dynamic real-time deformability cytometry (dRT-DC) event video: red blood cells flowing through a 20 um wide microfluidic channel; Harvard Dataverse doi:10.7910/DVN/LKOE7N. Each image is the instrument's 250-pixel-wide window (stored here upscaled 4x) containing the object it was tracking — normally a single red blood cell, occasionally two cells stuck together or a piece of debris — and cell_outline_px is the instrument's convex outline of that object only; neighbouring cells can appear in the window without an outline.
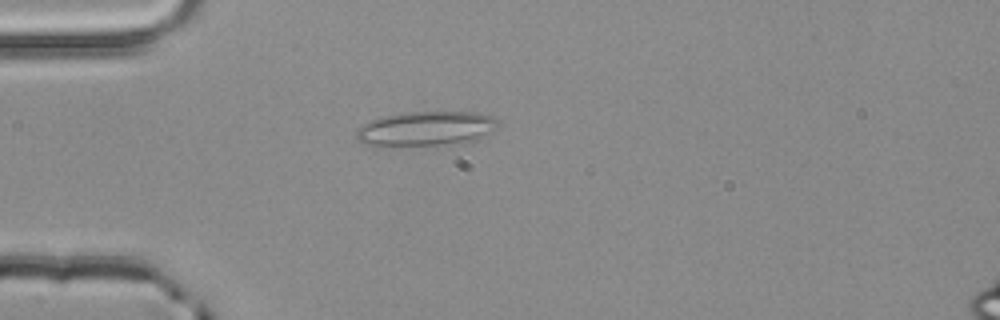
{"species": "common noctule bat (a hibernating species)", "species_latin": "Nyctalus noctula", "temperature_condition": "room temperature", "stored_images_in_passage": 3, "camera_frame_rate_fps": 3000, "um_per_image_px": 0.085, "animal": {"sex": "male", "body_mass_g": 20.4}, "frame": {"image": 1, "passage_image": 3, "time_ms": 0.667, "image_size_px": [1000, 320], "cell_outline_px": [[500, 124], [476, 140], [440, 144], [376, 148], [360, 140], [356, 136], [356, 128], [380, 116], [404, 112], [476, 112], [492, 116]], "centroid_in_image_um": [36.12, 10.94], "position_along_channel_um": 48.9, "area_um2": 28.67}}